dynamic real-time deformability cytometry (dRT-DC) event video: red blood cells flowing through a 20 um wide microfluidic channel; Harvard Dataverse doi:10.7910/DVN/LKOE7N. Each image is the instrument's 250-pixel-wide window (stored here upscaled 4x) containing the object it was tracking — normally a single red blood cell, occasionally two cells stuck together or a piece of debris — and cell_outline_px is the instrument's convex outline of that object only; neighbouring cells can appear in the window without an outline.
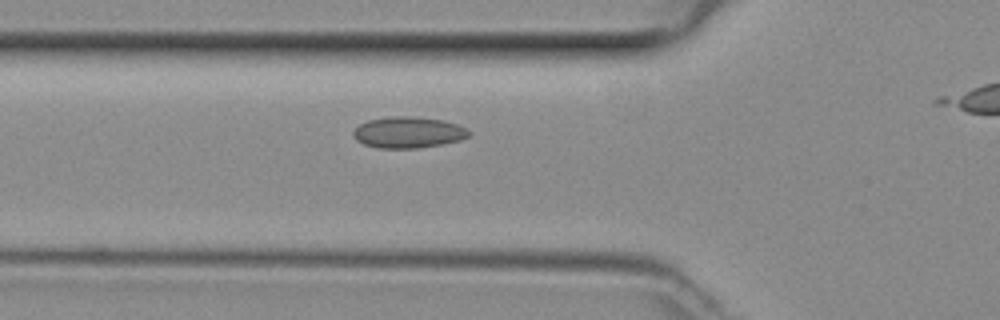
{"species": "common noctule bat (a hibernating species)", "species_latin": "Nyctalus noctula", "temperature_condition": "room temperature", "stored_images_in_passage": 6, "camera_frame_rate_fps": 3000, "um_per_image_px": 0.085, "animal": {"sex": "female", "body_mass_g": 29.2, "forearm_length_mm": 56.3}, "frame": {"image": 1, "passage_image": 2, "time_ms": 0.333, "image_size_px": [1000, 320], "cell_outline_px": [[472, 132], [468, 136], [460, 140], [440, 144], [416, 148], [376, 148], [364, 144], [356, 140], [352, 136], [352, 132], [360, 124], [368, 120], [392, 116], [412, 116], [444, 120], [468, 128]], "centroid_in_image_um": [34.69, 11.25], "position_along_channel_um": 91.1, "area_um2": 21.1}}
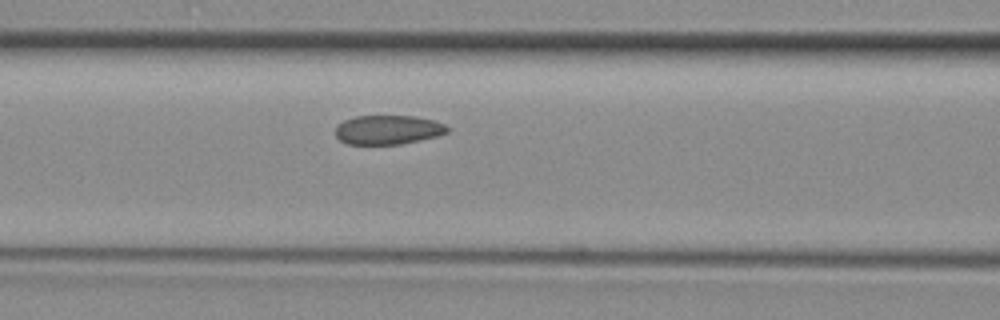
{"frame": {"image": 2, "passage_image": 5, "time_ms": 1.333, "image_size_px": [1000, 320], "cell_outline_px": [[448, 132], [436, 136], [400, 144], [348, 144], [340, 140], [336, 136], [336, 124], [344, 120], [356, 116], [416, 116], [436, 120], [444, 124], [448, 128]], "centroid_in_image_um": [32.97, 11.02], "position_along_channel_um": 133.6, "area_um2": 19.02}}